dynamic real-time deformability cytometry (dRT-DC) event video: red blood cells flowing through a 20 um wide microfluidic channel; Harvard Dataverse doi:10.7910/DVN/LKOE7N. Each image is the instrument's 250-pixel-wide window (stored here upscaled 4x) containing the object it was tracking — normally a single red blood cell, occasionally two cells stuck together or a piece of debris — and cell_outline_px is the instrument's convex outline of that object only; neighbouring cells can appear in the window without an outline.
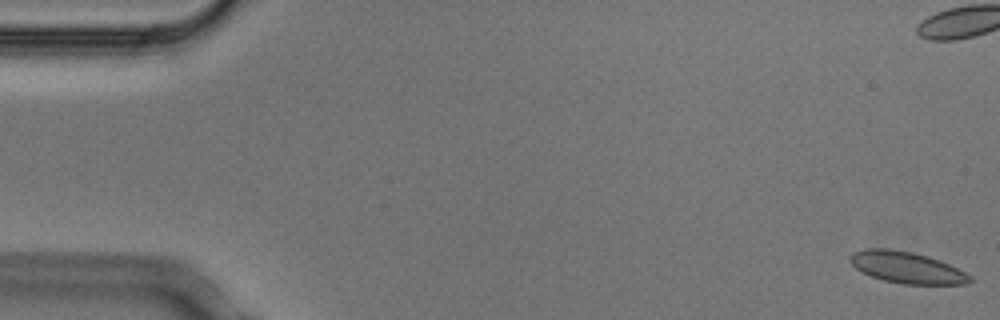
{"species": "Egyptian fruit bat (a non-hibernating species)", "species_latin": "Rousettus aegyptiacus", "temperature_condition": "cold", "stored_images_in_passage": 5, "camera_frame_rate_fps": 3000, "um_per_image_px": 0.085, "animal": {"sex": "male"}, "frame": {"image": 1, "passage_image": 1, "time_ms": 0.0, "image_size_px": [1000, 320], "cell_outline_px": [[976, 280], [964, 284], [904, 284], [884, 280], [872, 276], [856, 268], [848, 260], [852, 252], [864, 248], [892, 248], [912, 252], [928, 256], [940, 260], [972, 276]], "centroid_in_image_um": [77.07, 22.72], "position_along_channel_um": 7.9, "area_um2": 22.02}}